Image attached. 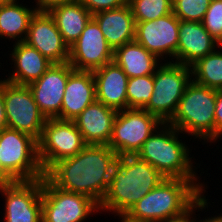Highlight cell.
<instances>
[{"instance_id": "7", "label": "cell", "mask_w": 222, "mask_h": 222, "mask_svg": "<svg viewBox=\"0 0 222 222\" xmlns=\"http://www.w3.org/2000/svg\"><path fill=\"white\" fill-rule=\"evenodd\" d=\"M173 62V63H172ZM192 81L191 67L173 60L161 63L154 72V90L144 110L167 123Z\"/></svg>"}, {"instance_id": "14", "label": "cell", "mask_w": 222, "mask_h": 222, "mask_svg": "<svg viewBox=\"0 0 222 222\" xmlns=\"http://www.w3.org/2000/svg\"><path fill=\"white\" fill-rule=\"evenodd\" d=\"M179 24L173 12L156 20L136 22L135 41L159 60H164L166 55L176 62Z\"/></svg>"}, {"instance_id": "17", "label": "cell", "mask_w": 222, "mask_h": 222, "mask_svg": "<svg viewBox=\"0 0 222 222\" xmlns=\"http://www.w3.org/2000/svg\"><path fill=\"white\" fill-rule=\"evenodd\" d=\"M118 111L95 101L74 120L87 145H108Z\"/></svg>"}, {"instance_id": "3", "label": "cell", "mask_w": 222, "mask_h": 222, "mask_svg": "<svg viewBox=\"0 0 222 222\" xmlns=\"http://www.w3.org/2000/svg\"><path fill=\"white\" fill-rule=\"evenodd\" d=\"M164 178L157 169L136 155L119 156L99 210L113 211L122 219Z\"/></svg>"}, {"instance_id": "19", "label": "cell", "mask_w": 222, "mask_h": 222, "mask_svg": "<svg viewBox=\"0 0 222 222\" xmlns=\"http://www.w3.org/2000/svg\"><path fill=\"white\" fill-rule=\"evenodd\" d=\"M95 101L96 84L92 71L73 69L65 86L60 119L73 121Z\"/></svg>"}, {"instance_id": "33", "label": "cell", "mask_w": 222, "mask_h": 222, "mask_svg": "<svg viewBox=\"0 0 222 222\" xmlns=\"http://www.w3.org/2000/svg\"><path fill=\"white\" fill-rule=\"evenodd\" d=\"M215 141L222 135V90H217L215 107Z\"/></svg>"}, {"instance_id": "22", "label": "cell", "mask_w": 222, "mask_h": 222, "mask_svg": "<svg viewBox=\"0 0 222 222\" xmlns=\"http://www.w3.org/2000/svg\"><path fill=\"white\" fill-rule=\"evenodd\" d=\"M11 51L14 72L5 79L18 85H30L38 80L52 65V62L44 57L37 49L25 42H15Z\"/></svg>"}, {"instance_id": "16", "label": "cell", "mask_w": 222, "mask_h": 222, "mask_svg": "<svg viewBox=\"0 0 222 222\" xmlns=\"http://www.w3.org/2000/svg\"><path fill=\"white\" fill-rule=\"evenodd\" d=\"M24 42L37 49L52 63L69 61V47L64 43L55 20L49 12H35L30 20Z\"/></svg>"}, {"instance_id": "23", "label": "cell", "mask_w": 222, "mask_h": 222, "mask_svg": "<svg viewBox=\"0 0 222 222\" xmlns=\"http://www.w3.org/2000/svg\"><path fill=\"white\" fill-rule=\"evenodd\" d=\"M113 61L121 67L128 78H133L153 75L161 60L141 44L132 41L114 50Z\"/></svg>"}, {"instance_id": "24", "label": "cell", "mask_w": 222, "mask_h": 222, "mask_svg": "<svg viewBox=\"0 0 222 222\" xmlns=\"http://www.w3.org/2000/svg\"><path fill=\"white\" fill-rule=\"evenodd\" d=\"M49 14L55 20L64 43L70 47L81 35L92 14L79 1L52 8Z\"/></svg>"}, {"instance_id": "8", "label": "cell", "mask_w": 222, "mask_h": 222, "mask_svg": "<svg viewBox=\"0 0 222 222\" xmlns=\"http://www.w3.org/2000/svg\"><path fill=\"white\" fill-rule=\"evenodd\" d=\"M163 122L144 109L118 111L108 146L118 156L136 155L143 143Z\"/></svg>"}, {"instance_id": "39", "label": "cell", "mask_w": 222, "mask_h": 222, "mask_svg": "<svg viewBox=\"0 0 222 222\" xmlns=\"http://www.w3.org/2000/svg\"><path fill=\"white\" fill-rule=\"evenodd\" d=\"M217 47H219L220 49H222V38L219 40Z\"/></svg>"}, {"instance_id": "11", "label": "cell", "mask_w": 222, "mask_h": 222, "mask_svg": "<svg viewBox=\"0 0 222 222\" xmlns=\"http://www.w3.org/2000/svg\"><path fill=\"white\" fill-rule=\"evenodd\" d=\"M3 98L8 127L39 141L47 119L40 112L29 87L3 79Z\"/></svg>"}, {"instance_id": "20", "label": "cell", "mask_w": 222, "mask_h": 222, "mask_svg": "<svg viewBox=\"0 0 222 222\" xmlns=\"http://www.w3.org/2000/svg\"><path fill=\"white\" fill-rule=\"evenodd\" d=\"M96 101L116 111L127 109L128 77L114 61L92 71Z\"/></svg>"}, {"instance_id": "15", "label": "cell", "mask_w": 222, "mask_h": 222, "mask_svg": "<svg viewBox=\"0 0 222 222\" xmlns=\"http://www.w3.org/2000/svg\"><path fill=\"white\" fill-rule=\"evenodd\" d=\"M72 70L69 62L52 63L38 80L28 85L46 119H60L65 86Z\"/></svg>"}, {"instance_id": "29", "label": "cell", "mask_w": 222, "mask_h": 222, "mask_svg": "<svg viewBox=\"0 0 222 222\" xmlns=\"http://www.w3.org/2000/svg\"><path fill=\"white\" fill-rule=\"evenodd\" d=\"M211 0H173L172 12L182 21L202 22Z\"/></svg>"}, {"instance_id": "1", "label": "cell", "mask_w": 222, "mask_h": 222, "mask_svg": "<svg viewBox=\"0 0 222 222\" xmlns=\"http://www.w3.org/2000/svg\"><path fill=\"white\" fill-rule=\"evenodd\" d=\"M118 157L108 145H86L75 156L54 163L45 177L57 188L86 195L100 205Z\"/></svg>"}, {"instance_id": "13", "label": "cell", "mask_w": 222, "mask_h": 222, "mask_svg": "<svg viewBox=\"0 0 222 222\" xmlns=\"http://www.w3.org/2000/svg\"><path fill=\"white\" fill-rule=\"evenodd\" d=\"M108 45L97 22L91 18L80 37L69 47V63L74 70L94 71L113 61Z\"/></svg>"}, {"instance_id": "6", "label": "cell", "mask_w": 222, "mask_h": 222, "mask_svg": "<svg viewBox=\"0 0 222 222\" xmlns=\"http://www.w3.org/2000/svg\"><path fill=\"white\" fill-rule=\"evenodd\" d=\"M0 164L15 181L45 176L38 158V141L9 127L0 131Z\"/></svg>"}, {"instance_id": "10", "label": "cell", "mask_w": 222, "mask_h": 222, "mask_svg": "<svg viewBox=\"0 0 222 222\" xmlns=\"http://www.w3.org/2000/svg\"><path fill=\"white\" fill-rule=\"evenodd\" d=\"M95 211L99 205L90 197L61 190L42 178V222H83Z\"/></svg>"}, {"instance_id": "2", "label": "cell", "mask_w": 222, "mask_h": 222, "mask_svg": "<svg viewBox=\"0 0 222 222\" xmlns=\"http://www.w3.org/2000/svg\"><path fill=\"white\" fill-rule=\"evenodd\" d=\"M204 184L197 180L164 178L142 197L121 222H161L188 213L203 195Z\"/></svg>"}, {"instance_id": "38", "label": "cell", "mask_w": 222, "mask_h": 222, "mask_svg": "<svg viewBox=\"0 0 222 222\" xmlns=\"http://www.w3.org/2000/svg\"><path fill=\"white\" fill-rule=\"evenodd\" d=\"M17 2V0H0V4H9Z\"/></svg>"}, {"instance_id": "34", "label": "cell", "mask_w": 222, "mask_h": 222, "mask_svg": "<svg viewBox=\"0 0 222 222\" xmlns=\"http://www.w3.org/2000/svg\"><path fill=\"white\" fill-rule=\"evenodd\" d=\"M74 1L76 0H35L37 5H35V8L38 12H49L56 6L68 4Z\"/></svg>"}, {"instance_id": "26", "label": "cell", "mask_w": 222, "mask_h": 222, "mask_svg": "<svg viewBox=\"0 0 222 222\" xmlns=\"http://www.w3.org/2000/svg\"><path fill=\"white\" fill-rule=\"evenodd\" d=\"M221 51L215 50L190 66L193 82L204 87L222 90Z\"/></svg>"}, {"instance_id": "31", "label": "cell", "mask_w": 222, "mask_h": 222, "mask_svg": "<svg viewBox=\"0 0 222 222\" xmlns=\"http://www.w3.org/2000/svg\"><path fill=\"white\" fill-rule=\"evenodd\" d=\"M94 15L101 11L120 8L128 4V0H79Z\"/></svg>"}, {"instance_id": "30", "label": "cell", "mask_w": 222, "mask_h": 222, "mask_svg": "<svg viewBox=\"0 0 222 222\" xmlns=\"http://www.w3.org/2000/svg\"><path fill=\"white\" fill-rule=\"evenodd\" d=\"M202 24L208 33L219 42L222 38V0H211Z\"/></svg>"}, {"instance_id": "27", "label": "cell", "mask_w": 222, "mask_h": 222, "mask_svg": "<svg viewBox=\"0 0 222 222\" xmlns=\"http://www.w3.org/2000/svg\"><path fill=\"white\" fill-rule=\"evenodd\" d=\"M154 90V74L128 79L127 109H144Z\"/></svg>"}, {"instance_id": "18", "label": "cell", "mask_w": 222, "mask_h": 222, "mask_svg": "<svg viewBox=\"0 0 222 222\" xmlns=\"http://www.w3.org/2000/svg\"><path fill=\"white\" fill-rule=\"evenodd\" d=\"M178 35L176 63L191 66L198 59L218 49V42L208 33L202 22L180 20Z\"/></svg>"}, {"instance_id": "25", "label": "cell", "mask_w": 222, "mask_h": 222, "mask_svg": "<svg viewBox=\"0 0 222 222\" xmlns=\"http://www.w3.org/2000/svg\"><path fill=\"white\" fill-rule=\"evenodd\" d=\"M33 8V9H32ZM28 8L19 2L0 4V36L24 42L29 23L36 8Z\"/></svg>"}, {"instance_id": "37", "label": "cell", "mask_w": 222, "mask_h": 222, "mask_svg": "<svg viewBox=\"0 0 222 222\" xmlns=\"http://www.w3.org/2000/svg\"><path fill=\"white\" fill-rule=\"evenodd\" d=\"M195 222H197L196 220H195ZM198 222H222V215L221 214H219L217 217L216 216H214V217H207V219L205 218V220L203 219V221L202 220H200V221H198Z\"/></svg>"}, {"instance_id": "36", "label": "cell", "mask_w": 222, "mask_h": 222, "mask_svg": "<svg viewBox=\"0 0 222 222\" xmlns=\"http://www.w3.org/2000/svg\"><path fill=\"white\" fill-rule=\"evenodd\" d=\"M13 182H15V180L2 168V165L0 164V186Z\"/></svg>"}, {"instance_id": "4", "label": "cell", "mask_w": 222, "mask_h": 222, "mask_svg": "<svg viewBox=\"0 0 222 222\" xmlns=\"http://www.w3.org/2000/svg\"><path fill=\"white\" fill-rule=\"evenodd\" d=\"M181 132L168 123H162L143 143L136 156L148 162L165 178L197 180L189 148L179 140Z\"/></svg>"}, {"instance_id": "5", "label": "cell", "mask_w": 222, "mask_h": 222, "mask_svg": "<svg viewBox=\"0 0 222 222\" xmlns=\"http://www.w3.org/2000/svg\"><path fill=\"white\" fill-rule=\"evenodd\" d=\"M217 90L191 81L180 99L173 117L167 122L181 133L215 141Z\"/></svg>"}, {"instance_id": "12", "label": "cell", "mask_w": 222, "mask_h": 222, "mask_svg": "<svg viewBox=\"0 0 222 222\" xmlns=\"http://www.w3.org/2000/svg\"><path fill=\"white\" fill-rule=\"evenodd\" d=\"M5 222H42V178L0 186Z\"/></svg>"}, {"instance_id": "28", "label": "cell", "mask_w": 222, "mask_h": 222, "mask_svg": "<svg viewBox=\"0 0 222 222\" xmlns=\"http://www.w3.org/2000/svg\"><path fill=\"white\" fill-rule=\"evenodd\" d=\"M135 22L156 20L172 13L173 0H128Z\"/></svg>"}, {"instance_id": "35", "label": "cell", "mask_w": 222, "mask_h": 222, "mask_svg": "<svg viewBox=\"0 0 222 222\" xmlns=\"http://www.w3.org/2000/svg\"><path fill=\"white\" fill-rule=\"evenodd\" d=\"M7 127L8 124L5 111V102L3 98V81L0 80V131Z\"/></svg>"}, {"instance_id": "32", "label": "cell", "mask_w": 222, "mask_h": 222, "mask_svg": "<svg viewBox=\"0 0 222 222\" xmlns=\"http://www.w3.org/2000/svg\"><path fill=\"white\" fill-rule=\"evenodd\" d=\"M208 203H207V199L206 196H204V194L194 203L192 209L186 213L185 215L176 218V219H170V220H166V221H161V222H195V218L191 217L194 213L195 210L198 211L199 209H205L206 207L208 208ZM195 209V210H194ZM193 218V219H192Z\"/></svg>"}, {"instance_id": "21", "label": "cell", "mask_w": 222, "mask_h": 222, "mask_svg": "<svg viewBox=\"0 0 222 222\" xmlns=\"http://www.w3.org/2000/svg\"><path fill=\"white\" fill-rule=\"evenodd\" d=\"M113 51L135 41L136 22L129 4L92 15Z\"/></svg>"}, {"instance_id": "9", "label": "cell", "mask_w": 222, "mask_h": 222, "mask_svg": "<svg viewBox=\"0 0 222 222\" xmlns=\"http://www.w3.org/2000/svg\"><path fill=\"white\" fill-rule=\"evenodd\" d=\"M86 145L73 121L47 119L38 141V158L43 171L61 159L75 156Z\"/></svg>"}]
</instances>
